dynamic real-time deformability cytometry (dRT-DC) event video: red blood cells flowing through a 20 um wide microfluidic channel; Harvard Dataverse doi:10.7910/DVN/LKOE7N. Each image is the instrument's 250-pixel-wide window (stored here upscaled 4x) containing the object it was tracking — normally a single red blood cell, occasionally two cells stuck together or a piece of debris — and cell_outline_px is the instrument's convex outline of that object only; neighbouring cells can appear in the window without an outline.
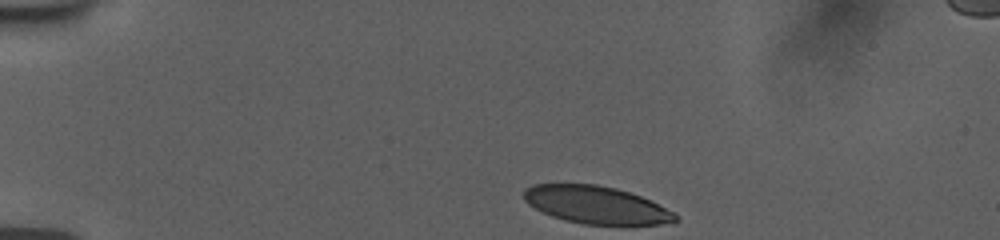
{"species": "human", "species_latin": "Homo sapiens", "temperature_condition": "room temperature", "stored_images_in_passage": 40, "camera_frame_rate_fps": 3000, "um_per_image_px": 0.085, "donor": {"sex": "female"}, "frame": {"image": 1, "passage_image": 1, "time_ms": 0.0, "image_size_px": [1000, 240], "cell_outline_px": [[680, 220], [672, 224], [584, 224], [564, 220], [552, 216], [528, 204], [524, 200], [524, 188], [532, 184], [596, 184], [616, 188], [640, 196], [676, 212], [680, 216]], "centroid_in_image_um": [50.72, 17.42], "position_along_channel_um": 34.3, "area_um2": 33.23}}
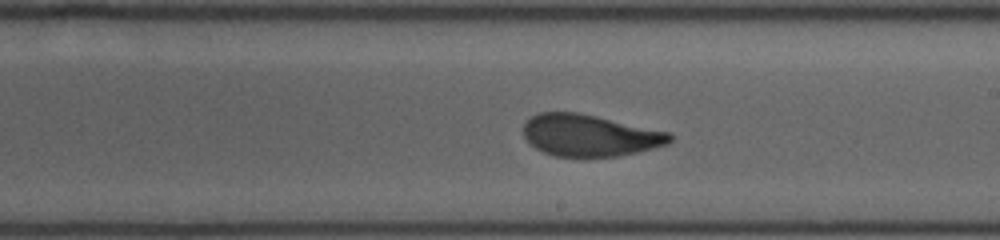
{"frame": {"image": 2, "passage_image": 23, "time_ms": 7.333, "image_size_px": [1000, 240], "cell_outline_px": [[672, 140], [668, 144], [640, 152], [616, 156], [556, 156], [544, 152], [536, 148], [524, 136], [524, 124], [532, 116], [540, 112], [580, 112], [672, 132]], "centroid_in_image_um": [50.19, 11.49], "position_along_channel_um": 238.8, "area_um2": 35.72}}
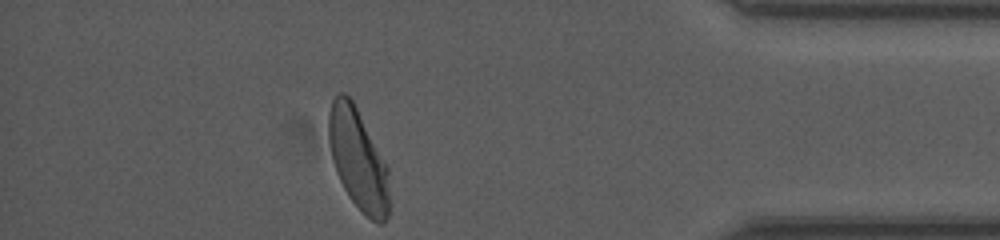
{"frame": {"image": 3, "passage_image": 39, "time_ms": 12.667, "image_size_px": [1000, 240], "cell_outline_px": [[388, 216], [384, 224], [380, 224], [372, 220], [360, 212], [344, 188], [336, 172], [328, 140], [328, 112], [332, 100], [340, 92], [344, 92], [352, 100], [388, 168]], "centroid_in_image_um": [30.42, 13.56], "position_along_channel_um": 404.8, "area_um2": 35.26}, "authors_computed_cell_mechanics": {"area_um2": 36.3851, "velocity_mm_per_s": 3.726, "shape_relaxation_time_tau1_ms": 8.4395, "shape_relaxation_time_tau2_ms": 0.8273, "deformation_change_tau1": 0.2498, "deformation_change_tau2": 0.0654}}